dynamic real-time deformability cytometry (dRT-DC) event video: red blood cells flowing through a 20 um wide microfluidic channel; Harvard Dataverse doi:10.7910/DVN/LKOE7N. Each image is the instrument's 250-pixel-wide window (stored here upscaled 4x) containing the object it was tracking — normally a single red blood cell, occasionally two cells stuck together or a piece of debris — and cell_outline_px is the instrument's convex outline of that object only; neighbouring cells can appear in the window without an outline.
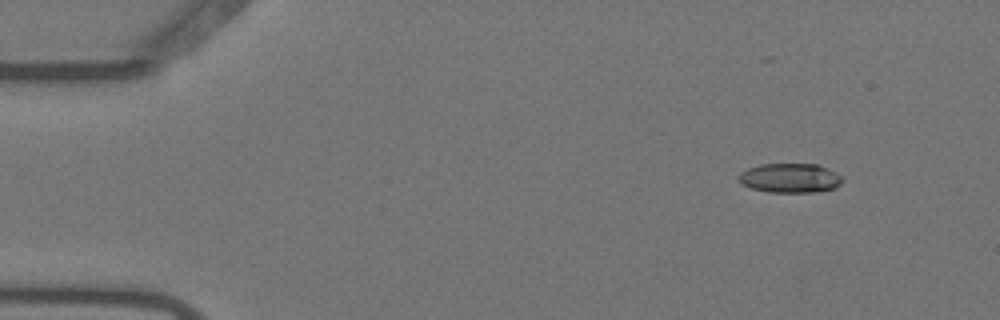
{"species": "Egyptian fruit bat (a non-hibernating species)", "species_latin": "Rousettus aegyptiacus", "temperature_condition": "warm", "stored_images_in_passage": 9, "camera_frame_rate_fps": 3000, "um_per_image_px": 0.085, "animal": {"sex": "female"}, "frame": {"image": 1, "passage_image": 6, "time_ms": 1.667, "image_size_px": [1000, 320], "cell_outline_px": [[844, 180], [836, 188], [812, 192], [768, 192], [752, 188], [740, 184], [736, 176], [740, 172], [748, 168], [760, 164], [820, 164], [836, 172]], "centroid_in_image_um": [67.13, 15.13], "position_along_channel_um": 17.9, "area_um2": 17.98}}